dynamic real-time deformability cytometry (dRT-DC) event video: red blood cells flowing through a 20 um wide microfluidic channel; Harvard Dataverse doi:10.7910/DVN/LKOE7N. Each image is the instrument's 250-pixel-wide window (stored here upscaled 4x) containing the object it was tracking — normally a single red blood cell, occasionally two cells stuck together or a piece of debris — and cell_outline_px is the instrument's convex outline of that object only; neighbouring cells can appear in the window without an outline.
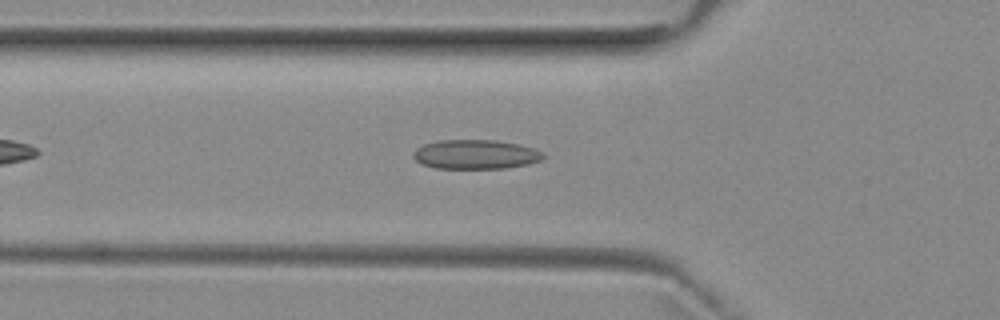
{"species": "common noctule bat (a hibernating species)", "species_latin": "Nyctalus noctula", "temperature_condition": "room temperature", "stored_images_in_passage": 36, "camera_frame_rate_fps": 3000, "um_per_image_px": 0.085, "animal": {"sex": "female", "body_mass_g": 29.2, "forearm_length_mm": 56.3}, "frame": {"image": 1, "passage_image": 6, "time_ms": 1.667, "image_size_px": [1000, 320], "cell_outline_px": [[544, 156], [540, 160], [528, 164], [504, 168], [436, 168], [420, 164], [412, 156], [412, 152], [416, 148], [424, 144], [440, 140], [496, 140], [520, 144], [544, 152]], "centroid_in_image_um": [40.4, 13.12], "position_along_channel_um": 85.4, "area_um2": 22.25}}
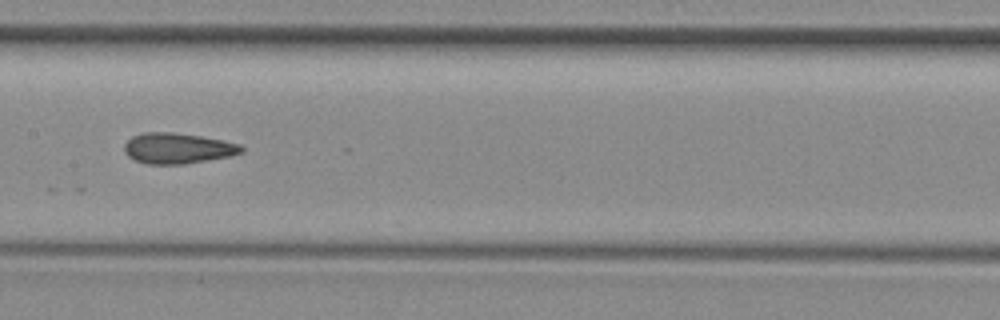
{"frame": {"image": 2, "passage_image": 14, "time_ms": 4.333, "image_size_px": [1000, 320], "cell_outline_px": [[244, 152], [228, 156], [184, 164], [148, 164], [136, 160], [128, 156], [124, 152], [124, 144], [132, 136], [144, 132], [172, 132], [200, 136], [240, 144], [244, 148]], "centroid_in_image_um": [15.07, 12.6], "position_along_channel_um": 192.3, "area_um2": 20.75}}
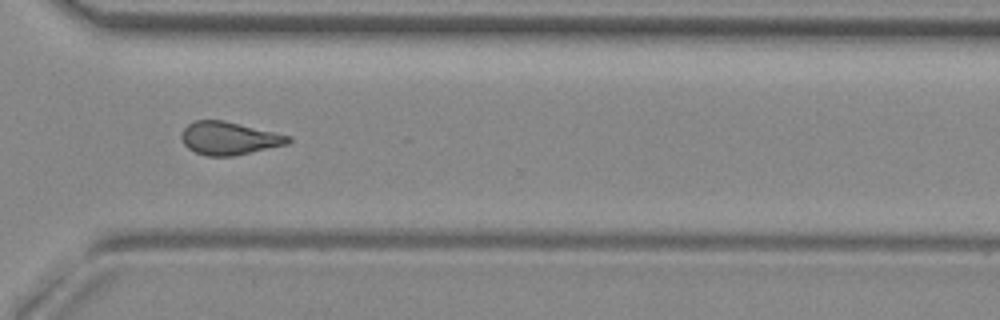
{"frame": {"image": 3, "passage_image": 26, "time_ms": 8.333, "image_size_px": [1000, 320], "cell_outline_px": [[292, 140], [288, 144], [232, 156], [208, 156], [196, 152], [188, 148], [184, 144], [180, 136], [184, 128], [188, 124], [196, 120], [224, 120], [292, 136]], "centroid_in_image_um": [19.48, 11.75], "position_along_channel_um": 351.1, "area_um2": 20.46}, "authors_computed_cell_mechanics": {"area_um2": 20.23, "velocity_mm_per_s": 3.984, "shape_relaxation_time_tau1_ms": null, "shape_relaxation_time_tau2_ms": 2.6386, "deformation_change_tau1": null, "deformation_change_tau2": 0.1169}}